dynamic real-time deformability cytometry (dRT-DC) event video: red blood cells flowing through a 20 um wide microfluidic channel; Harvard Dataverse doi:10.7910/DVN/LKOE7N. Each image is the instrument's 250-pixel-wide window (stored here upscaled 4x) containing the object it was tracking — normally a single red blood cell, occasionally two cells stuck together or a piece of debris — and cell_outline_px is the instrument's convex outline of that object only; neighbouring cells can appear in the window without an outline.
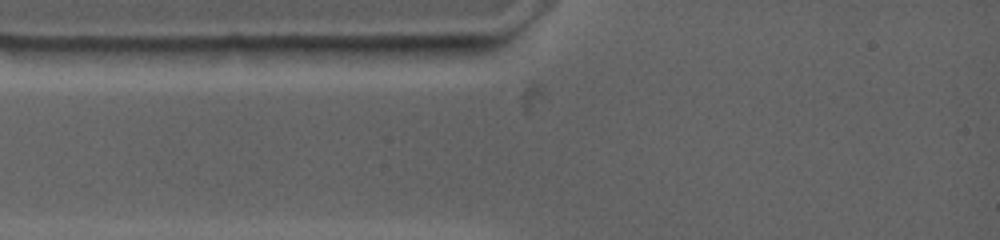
{"species": "common noctule bat (a hibernating species)", "species_latin": "Nyctalus noctula", "temperature_condition": "warm", "stored_images_in_passage": 2, "camera_frame_rate_fps": 4500, "um_per_image_px": 0.085, "animal": {"sex": "female", "body_mass_g": 19.0, "forearm_length_mm": 53.3}, "frame": {"image": 1, "passage_image": 1, "time_ms": 0.0, "image_size_px": [1000, 240], "cell_outline_px": [[448, 44], [436, 56], [364, 64], [288, 56], [288, 48], [388, 44]], "centroid_in_image_um": [31.31, 4.47], "position_along_channel_um": 53.7, "area_um2": 16.18}}